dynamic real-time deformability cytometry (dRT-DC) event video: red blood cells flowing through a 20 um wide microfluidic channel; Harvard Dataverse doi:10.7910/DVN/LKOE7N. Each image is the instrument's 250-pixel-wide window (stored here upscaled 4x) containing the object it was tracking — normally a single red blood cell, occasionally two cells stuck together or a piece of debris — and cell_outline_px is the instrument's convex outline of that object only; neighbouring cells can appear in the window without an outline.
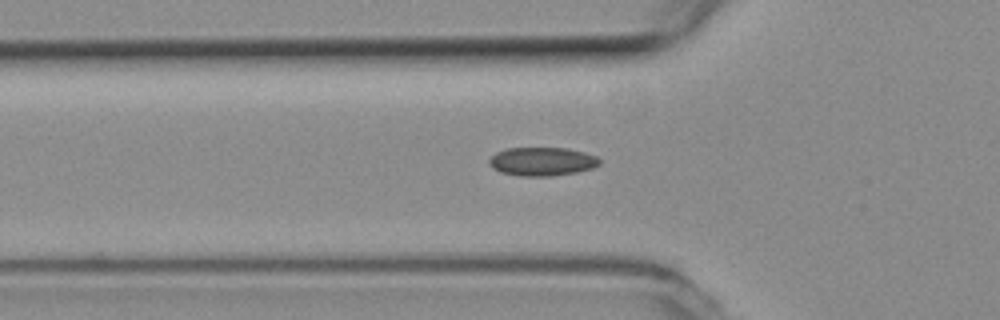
{"species": "common noctule bat (a hibernating species)", "species_latin": "Nyctalus noctula", "temperature_condition": "room temperature", "stored_images_in_passage": 39, "camera_frame_rate_fps": 3000, "um_per_image_px": 0.085, "animal": {"sex": "female", "body_mass_g": 19.3, "forearm_length_mm": 54.1}, "frame": {"image": 1, "passage_image": 10, "time_ms": 3.0, "image_size_px": [1000, 320], "cell_outline_px": [[600, 164], [592, 168], [576, 172], [552, 176], [520, 176], [500, 172], [492, 168], [488, 164], [488, 160], [496, 152], [508, 148], [564, 148], [584, 152], [596, 156], [600, 160]], "centroid_in_image_um": [46.05, 13.73], "position_along_channel_um": 79.8, "area_um2": 18.38}}
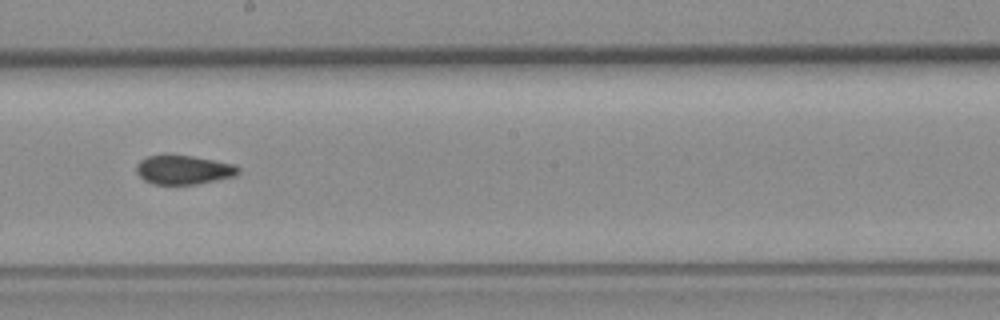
{"frame": {"image": 2, "passage_image": 22, "time_ms": 7.0, "image_size_px": [1000, 320], "cell_outline_px": [[240, 172], [236, 176], [196, 184], [152, 184], [144, 180], [136, 172], [136, 164], [140, 160], [148, 156], [192, 156], [236, 164], [240, 168]], "centroid_in_image_um": [15.63, 14.44], "position_along_channel_um": 232.6, "area_um2": 17.17}}
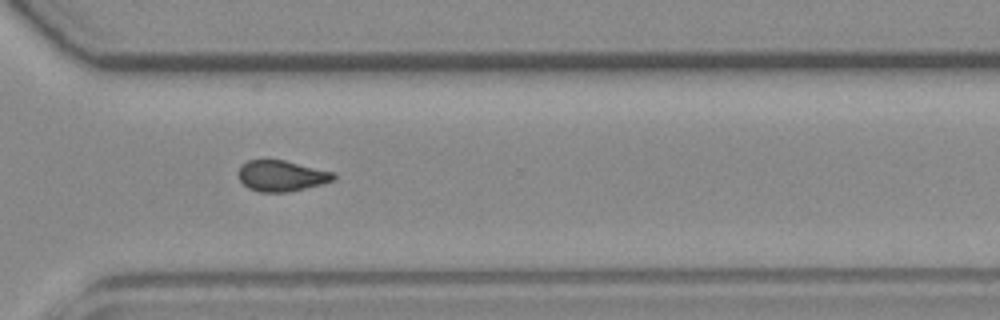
{"frame": {"image": 3, "passage_image": 31, "time_ms": 10.0, "image_size_px": [1000, 320], "cell_outline_px": [[336, 180], [324, 184], [288, 192], [260, 192], [248, 188], [236, 176], [236, 172], [240, 164], [248, 160], [284, 160], [336, 172]], "centroid_in_image_um": [23.93, 14.94], "position_along_channel_um": 346.7, "area_um2": 17.57}}